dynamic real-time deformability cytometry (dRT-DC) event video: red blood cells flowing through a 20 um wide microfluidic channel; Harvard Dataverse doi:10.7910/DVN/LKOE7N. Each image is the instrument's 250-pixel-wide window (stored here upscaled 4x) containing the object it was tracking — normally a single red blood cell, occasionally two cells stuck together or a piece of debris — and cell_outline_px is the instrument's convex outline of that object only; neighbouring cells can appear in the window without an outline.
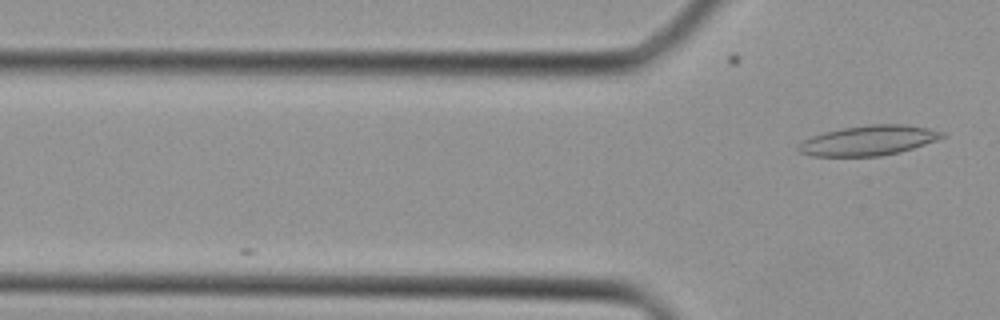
{"species": "Egyptian fruit bat (a non-hibernating species)", "species_latin": "Rousettus aegyptiacus", "temperature_condition": "cold", "stored_images_in_passage": 7, "camera_frame_rate_fps": 3000, "um_per_image_px": 0.085, "animal": {"sex": "female"}, "frame": {"image": 1, "passage_image": 7, "time_ms": 2.0, "image_size_px": [1000, 320], "cell_outline_px": [[944, 136], [936, 140], [900, 152], [880, 156], [812, 156], [800, 152], [796, 148], [804, 140], [812, 136], [824, 132], [844, 128], [868, 124], [904, 124], [928, 128], [944, 132]], "centroid_in_image_um": [73.82, 11.94], "position_along_channel_um": 52.0, "area_um2": 24.85}}